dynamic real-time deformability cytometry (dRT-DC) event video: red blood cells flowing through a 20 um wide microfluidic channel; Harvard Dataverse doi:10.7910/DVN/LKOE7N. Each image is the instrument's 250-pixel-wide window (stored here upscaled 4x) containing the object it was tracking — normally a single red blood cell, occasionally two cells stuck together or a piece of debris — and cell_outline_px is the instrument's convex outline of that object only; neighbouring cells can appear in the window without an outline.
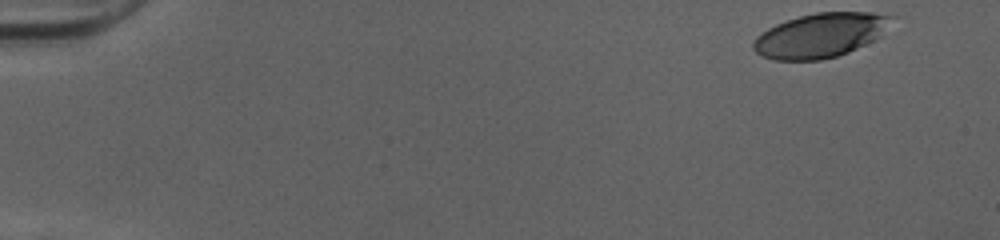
{"species": "human", "species_latin": "Homo sapiens", "temperature_condition": "cold", "stored_images_in_passage": 37, "camera_frame_rate_fps": 3000, "um_per_image_px": 0.085, "donor": {"sex": "female"}, "frame": {"image": 1, "passage_image": 1, "time_ms": 0.0, "image_size_px": [1000, 240], "cell_outline_px": [[896, 16], [880, 36], [848, 52], [836, 56], [820, 60], [776, 60], [764, 56], [756, 52], [752, 48], [752, 44], [756, 36], [768, 28], [776, 24], [800, 16], [816, 12], [872, 12]], "centroid_in_image_um": [69.73, 2.99], "position_along_channel_um": 15.3, "area_um2": 35.43}}
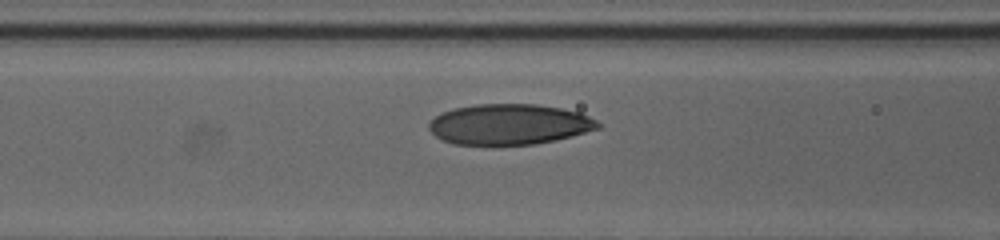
{"frame": {"image": 2, "passage_image": 20, "time_ms": 6.333, "image_size_px": [1000, 240], "cell_outline_px": [[600, 128], [572, 136], [556, 140], [536, 144], [496, 148], [492, 148], [452, 144], [436, 136], [428, 128], [428, 124], [436, 116], [452, 108], [476, 104], [536, 104], [560, 108], [580, 112], [596, 120], [600, 124]], "centroid_in_image_um": [43.26, 10.62], "position_along_channel_um": 123.3, "area_um2": 41.1}}
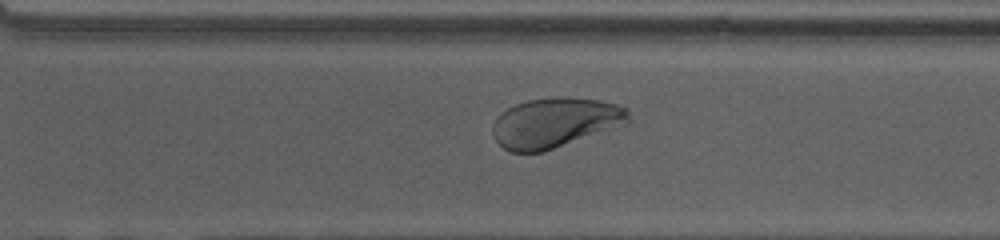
{"frame": {"image": 3, "passage_image": 35, "time_ms": 11.333, "image_size_px": [1000, 240], "cell_outline_px": [[628, 124], [544, 152], [512, 152], [504, 148], [496, 140], [492, 132], [492, 128], [500, 112], [516, 104], [528, 100], [560, 96], [600, 100], [616, 104], [628, 108]], "centroid_in_image_um": [47.2, 10.43], "position_along_channel_um": 323.4, "area_um2": 39.59}}